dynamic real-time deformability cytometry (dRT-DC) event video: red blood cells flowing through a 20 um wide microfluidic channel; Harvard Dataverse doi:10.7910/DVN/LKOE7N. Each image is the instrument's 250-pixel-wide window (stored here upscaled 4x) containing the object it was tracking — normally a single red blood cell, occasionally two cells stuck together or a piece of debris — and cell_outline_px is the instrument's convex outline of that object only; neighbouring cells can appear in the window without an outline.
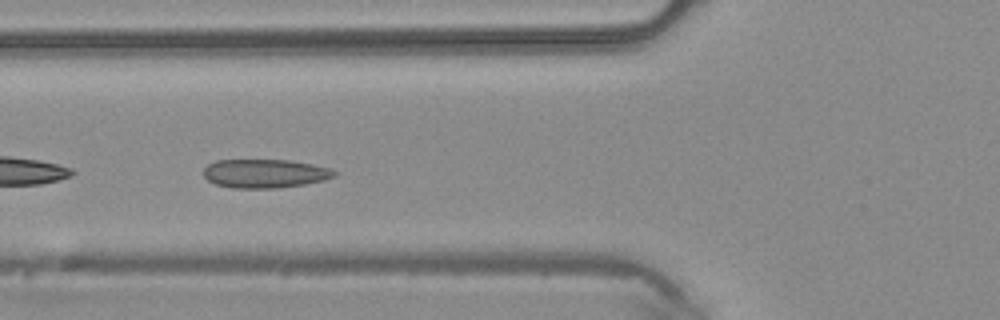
{"species": "common noctule bat (a hibernating species)", "species_latin": "Nyctalus noctula", "temperature_condition": "warm", "stored_images_in_passage": 5, "camera_frame_rate_fps": 3000, "um_per_image_px": 0.085, "animal": {"sex": "male", "body_mass_g": 20.4}, "frame": {"image": 1, "passage_image": 5, "time_ms": 1.333, "image_size_px": [1000, 320], "cell_outline_px": [[340, 172], [336, 176], [324, 180], [304, 184], [276, 188], [232, 188], [216, 184], [208, 180], [204, 176], [204, 168], [208, 164], [216, 160], [288, 160], [312, 164], [328, 168]], "centroid_in_image_um": [22.53, 14.75], "position_along_channel_um": 103.3, "area_um2": 21.91}}